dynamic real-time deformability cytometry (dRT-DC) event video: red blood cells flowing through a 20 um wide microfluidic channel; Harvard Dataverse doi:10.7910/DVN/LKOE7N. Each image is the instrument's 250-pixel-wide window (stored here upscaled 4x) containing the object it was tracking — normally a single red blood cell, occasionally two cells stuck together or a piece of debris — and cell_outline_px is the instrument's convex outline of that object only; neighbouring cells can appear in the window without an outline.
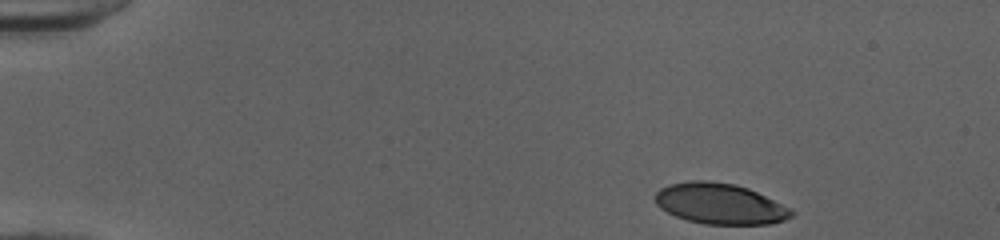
{"species": "human", "species_latin": "Homo sapiens", "temperature_condition": "cold", "stored_images_in_passage": 28, "camera_frame_rate_fps": 3000, "um_per_image_px": 0.085, "donor": {"sex": "female"}, "frame": {"image": 1, "passage_image": 1, "time_ms": 0.0, "image_size_px": [1000, 240], "cell_outline_px": [[796, 212], [792, 216], [784, 220], [772, 224], [704, 224], [688, 220], [676, 216], [660, 208], [656, 204], [656, 192], [660, 188], [668, 184], [692, 180], [708, 180], [736, 184], [748, 188], [792, 208]], "centroid_in_image_um": [61.22, 17.31], "position_along_channel_um": 23.8, "area_um2": 32.54}}
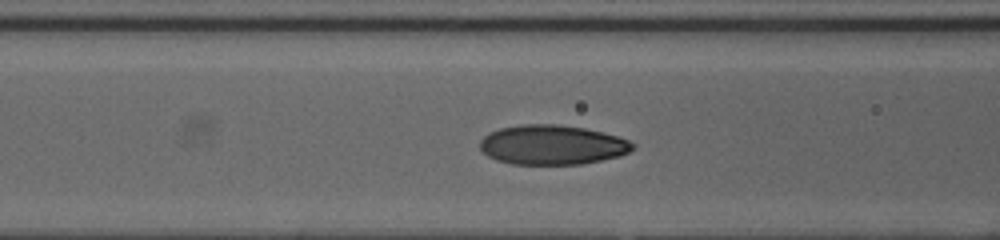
{"frame": {"image": 2, "passage_image": 16, "time_ms": 5.0, "image_size_px": [1000, 240], "cell_outline_px": [[636, 148], [620, 156], [580, 164], [512, 164], [496, 160], [488, 156], [480, 148], [480, 140], [488, 132], [500, 128], [520, 124], [556, 124], [584, 128], [616, 136], [628, 140], [636, 144]], "centroid_in_image_um": [46.92, 12.31], "position_along_channel_um": 119.7, "area_um2": 35.26}}
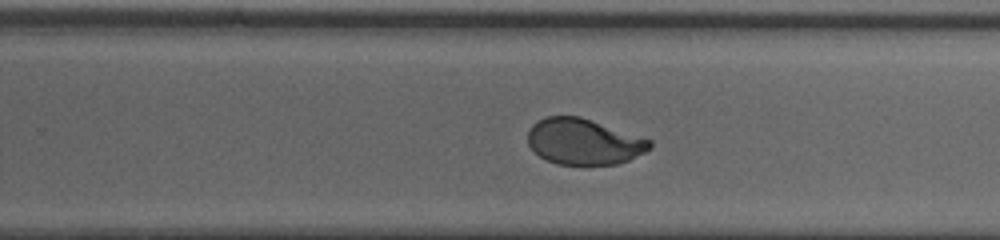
{"frame": {"image": 3, "passage_image": 28, "time_ms": 9.0, "image_size_px": [1000, 240], "cell_outline_px": [[652, 148], [628, 160], [616, 164], [556, 164], [540, 156], [528, 144], [528, 128], [532, 124], [548, 116], [580, 116], [652, 140]], "centroid_in_image_um": [49.62, 12.03], "position_along_channel_um": 280.2, "area_um2": 32.43}}